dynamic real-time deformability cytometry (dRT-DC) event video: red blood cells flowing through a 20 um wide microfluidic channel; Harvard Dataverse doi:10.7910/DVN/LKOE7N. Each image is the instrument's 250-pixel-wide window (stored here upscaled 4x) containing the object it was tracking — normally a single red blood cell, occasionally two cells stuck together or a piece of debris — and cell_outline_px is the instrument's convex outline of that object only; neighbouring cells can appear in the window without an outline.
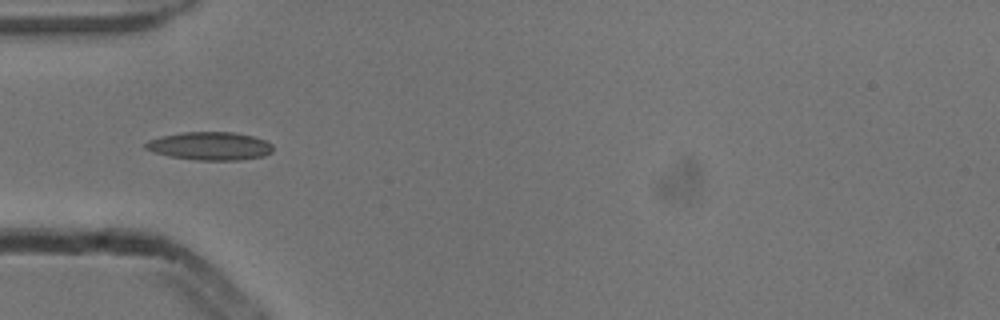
{"species": "common noctule bat (a hibernating species)", "species_latin": "Nyctalus noctula", "temperature_condition": "cold", "stored_images_in_passage": 3, "camera_frame_rate_fps": 3000, "um_per_image_px": 0.085, "animal": {"sex": "male", "body_mass_g": 13.3}, "frame": {"image": 1, "passage_image": 3, "time_ms": 0.667, "image_size_px": [1000, 320], "cell_outline_px": [[272, 152], [264, 156], [240, 160], [196, 160], [168, 156], [144, 148], [144, 144], [148, 140], [160, 136], [184, 132], [232, 132], [252, 136], [264, 140], [272, 144]], "centroid_in_image_um": [17.83, 12.41], "position_along_channel_um": 67.2, "area_um2": 20.87}}